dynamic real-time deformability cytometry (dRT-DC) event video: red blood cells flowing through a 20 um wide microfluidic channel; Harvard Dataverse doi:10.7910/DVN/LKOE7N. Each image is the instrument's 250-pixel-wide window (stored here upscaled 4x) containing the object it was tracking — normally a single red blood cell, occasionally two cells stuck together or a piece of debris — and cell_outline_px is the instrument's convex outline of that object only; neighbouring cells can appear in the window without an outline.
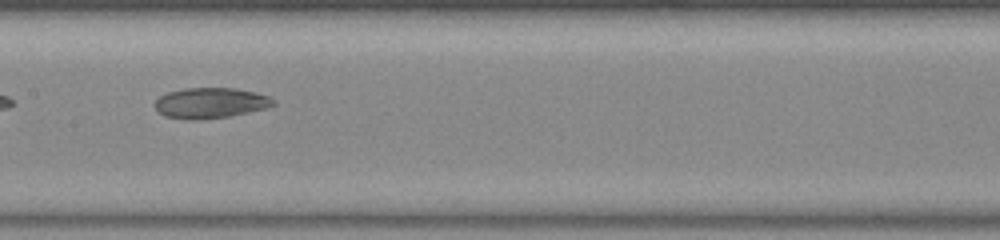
{"species": "common noctule bat (a hibernating species)", "species_latin": "Nyctalus noctula", "temperature_condition": "warm", "stored_images_in_passage": 32, "camera_frame_rate_fps": 3000, "um_per_image_px": 0.085, "animal": {"sex": "female", "body_mass_g": 23.0, "forearm_length_mm": 53.4}, "frame": {"image": 1, "passage_image": 10, "time_ms": 3.0, "image_size_px": [1000, 240], "cell_outline_px": [[276, 104], [268, 108], [228, 116], [200, 120], [188, 120], [164, 116], [156, 108], [156, 100], [160, 96], [168, 92], [184, 88], [236, 88], [256, 92], [268, 96], [276, 100]], "centroid_in_image_um": [17.92, 8.75], "position_along_channel_um": 189.5, "area_um2": 21.15}}
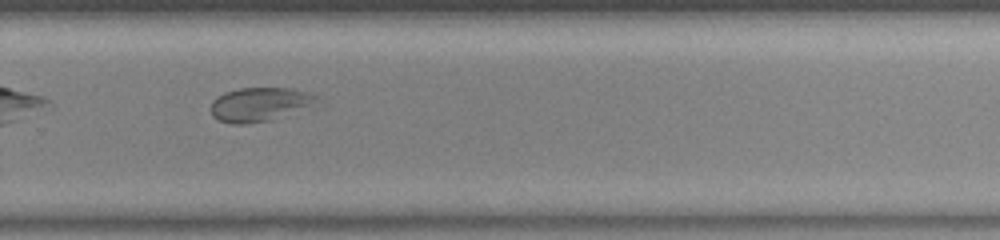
{"frame": {"image": 2, "passage_image": 19, "time_ms": 6.0, "image_size_px": [1000, 240], "cell_outline_px": [[324, 108], [272, 120], [244, 124], [232, 124], [216, 120], [212, 116], [212, 100], [216, 96], [224, 92], [240, 88], [292, 88], [308, 92], [320, 96], [324, 100]], "centroid_in_image_um": [22.34, 8.89], "position_along_channel_um": 307.5, "area_um2": 22.66}}